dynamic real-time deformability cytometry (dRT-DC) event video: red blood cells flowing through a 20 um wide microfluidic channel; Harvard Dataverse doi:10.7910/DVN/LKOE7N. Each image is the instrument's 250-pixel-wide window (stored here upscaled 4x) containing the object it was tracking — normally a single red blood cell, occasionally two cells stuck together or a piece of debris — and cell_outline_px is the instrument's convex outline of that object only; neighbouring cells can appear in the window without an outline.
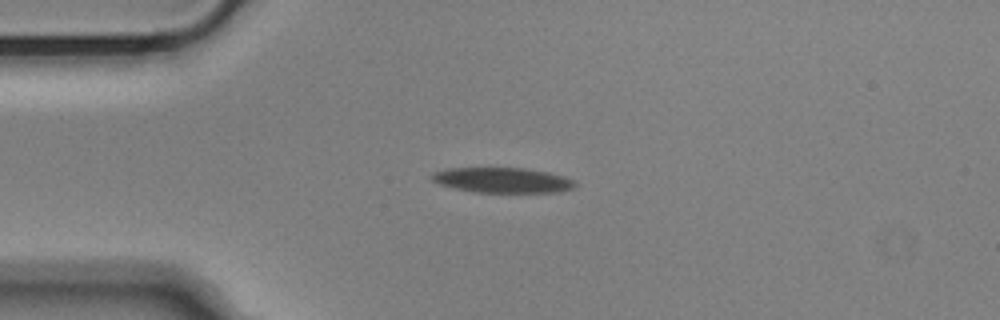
{"species": "Egyptian fruit bat (a non-hibernating species)", "species_latin": "Rousettus aegyptiacus", "temperature_condition": "cold", "stored_images_in_passage": 43, "camera_frame_rate_fps": 3000, "um_per_image_px": 0.085, "animal": {"sex": "male"}, "frame": {"image": 1, "passage_image": 1, "time_ms": 0.0, "image_size_px": [1000, 320], "cell_outline_px": [[576, 188], [556, 192], [476, 192], [456, 188], [440, 184], [432, 180], [428, 176], [432, 172], [448, 168], [524, 168], [548, 172], [564, 176], [576, 180]], "centroid_in_image_um": [42.73, 15.31], "position_along_channel_um": 42.3, "area_um2": 21.1}}
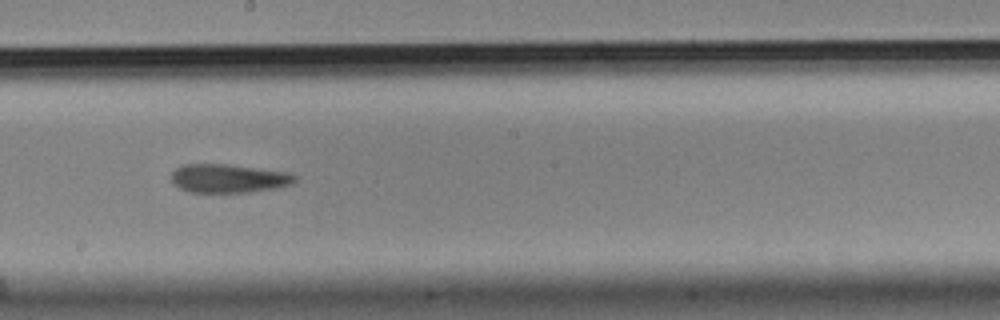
{"frame": {"image": 2, "passage_image": 18, "time_ms": 5.667, "image_size_px": [1000, 320], "cell_outline_px": [[296, 180], [292, 184], [276, 188], [248, 192], [188, 192], [172, 184], [172, 172], [176, 168], [184, 164], [224, 164], [288, 172], [296, 176]], "centroid_in_image_um": [19.41, 15.17], "position_along_channel_um": 228.8, "area_um2": 20.52}}
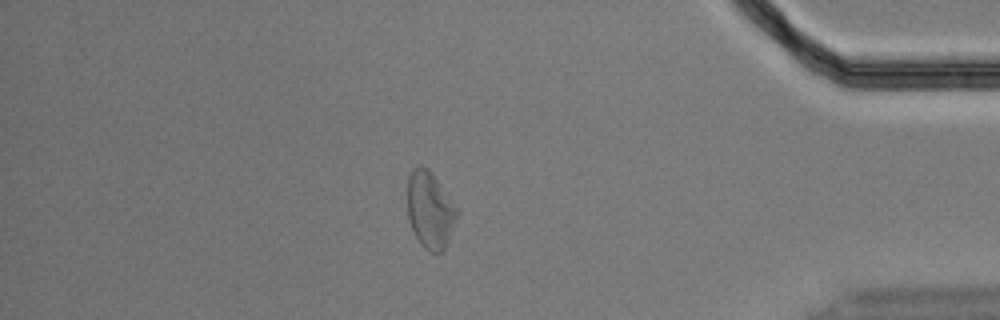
{"frame": {"image": 3, "passage_image": 35, "time_ms": 11.333, "image_size_px": [1000, 320], "cell_outline_px": [[460, 212], [448, 240], [444, 248], [440, 252], [428, 252], [420, 244], [408, 220], [408, 176], [420, 164], [428, 168], [432, 172]], "centroid_in_image_um": [36.56, 17.85], "position_along_channel_um": 398.6, "area_um2": 22.08}, "authors_computed_cell_mechanics": {"area_um2": 21.8484, "velocity_mm_per_s": 3.6428, "shape_relaxation_time_tau1_ms": null, "shape_relaxation_time_tau2_ms": 6.3021, "deformation_change_tau1": null, "deformation_change_tau2": 0.1792}}